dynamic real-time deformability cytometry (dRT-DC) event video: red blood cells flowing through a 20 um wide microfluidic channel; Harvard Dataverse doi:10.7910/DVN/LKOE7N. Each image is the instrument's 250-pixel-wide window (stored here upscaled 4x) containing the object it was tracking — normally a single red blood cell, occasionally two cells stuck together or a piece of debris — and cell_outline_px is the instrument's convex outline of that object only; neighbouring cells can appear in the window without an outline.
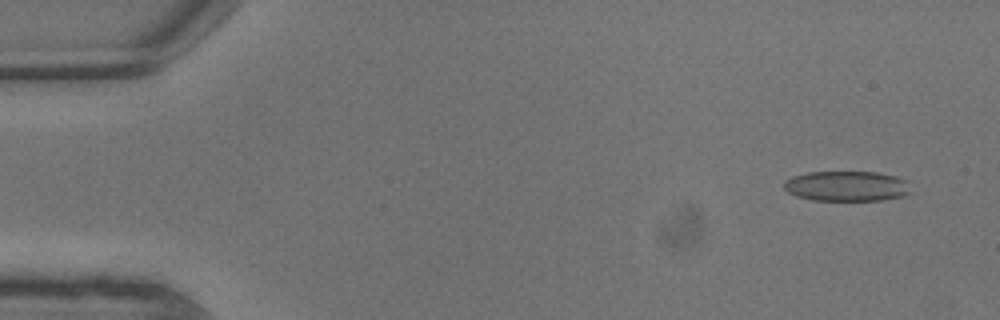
{"species": "common noctule bat (a hibernating species)", "species_latin": "Nyctalus noctula", "temperature_condition": "warm", "stored_images_in_passage": 9, "camera_frame_rate_fps": 3000, "um_per_image_px": 0.085, "animal": {"sex": "male", "body_mass_g": 13.3}, "frame": {"image": 1, "passage_image": 2, "time_ms": 0.333, "image_size_px": [1000, 320], "cell_outline_px": [[912, 192], [904, 196], [884, 200], [812, 200], [796, 196], [788, 192], [784, 188], [784, 180], [792, 176], [808, 172], [876, 172], [896, 176], [908, 180]], "centroid_in_image_um": [72.01, 15.82], "position_along_channel_um": 13.0, "area_um2": 22.6}}
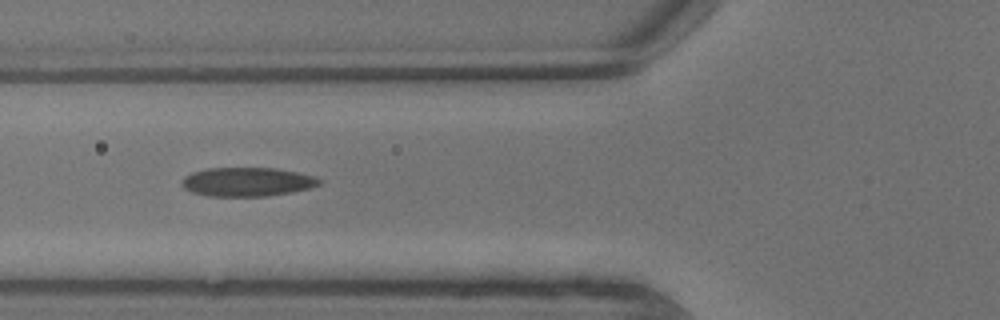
{"frame": {"image": 2, "passage_image": 8, "time_ms": 2.333, "image_size_px": [1000, 320], "cell_outline_px": [[324, 180], [320, 184], [312, 188], [292, 192], [268, 196], [208, 196], [192, 192], [184, 188], [180, 184], [180, 180], [184, 176], [192, 172], [208, 168], [276, 168], [316, 176]], "centroid_in_image_um": [21.03, 15.46], "position_along_channel_um": 104.8, "area_um2": 23.47}}
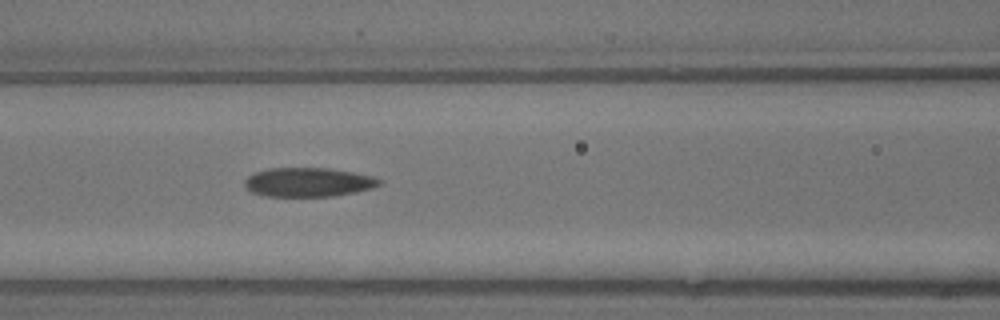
{"frame": {"image": 3, "passage_image": 9, "time_ms": 2.667, "image_size_px": [1000, 320], "cell_outline_px": [[384, 180], [380, 184], [372, 188], [356, 192], [332, 196], [260, 196], [244, 188], [244, 180], [248, 176], [256, 172], [268, 168], [328, 168], [352, 172], [372, 176]], "centroid_in_image_um": [26.18, 15.49], "position_along_channel_um": 140.4, "area_um2": 22.95}}